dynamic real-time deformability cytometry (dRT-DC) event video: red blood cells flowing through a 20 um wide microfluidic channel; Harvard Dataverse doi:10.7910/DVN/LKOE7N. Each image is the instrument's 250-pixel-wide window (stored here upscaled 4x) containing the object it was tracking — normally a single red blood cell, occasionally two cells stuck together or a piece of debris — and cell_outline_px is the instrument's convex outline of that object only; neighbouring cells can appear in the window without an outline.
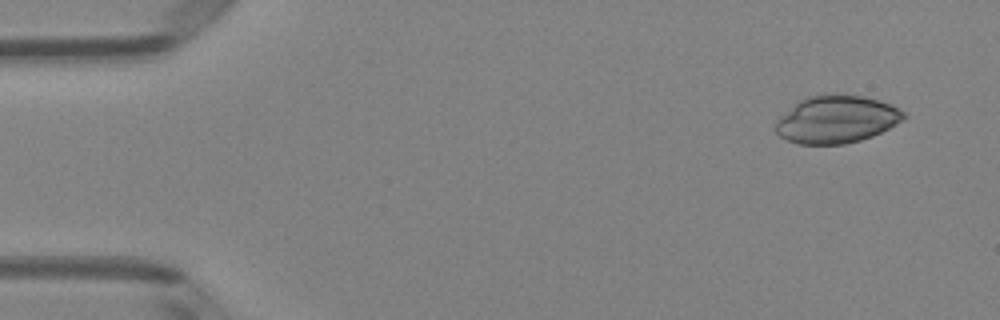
{"species": "Egyptian fruit bat (a non-hibernating species)", "species_latin": "Rousettus aegyptiacus", "temperature_condition": "room temperature", "stored_images_in_passage": 5, "camera_frame_rate_fps": 3000, "um_per_image_px": 0.085, "animal": {"sex": "female"}, "frame": {"image": 1, "passage_image": 1, "time_ms": 0.0, "image_size_px": [1000, 320], "cell_outline_px": [[908, 116], [904, 120], [872, 136], [860, 140], [844, 144], [800, 144], [788, 140], [780, 136], [776, 132], [776, 120], [780, 116], [800, 100], [812, 96], [832, 92], [836, 92], [864, 96], [880, 100], [892, 104], [900, 108]], "centroid_in_image_um": [71.14, 10.12], "position_along_channel_um": 13.9, "area_um2": 35.78}}
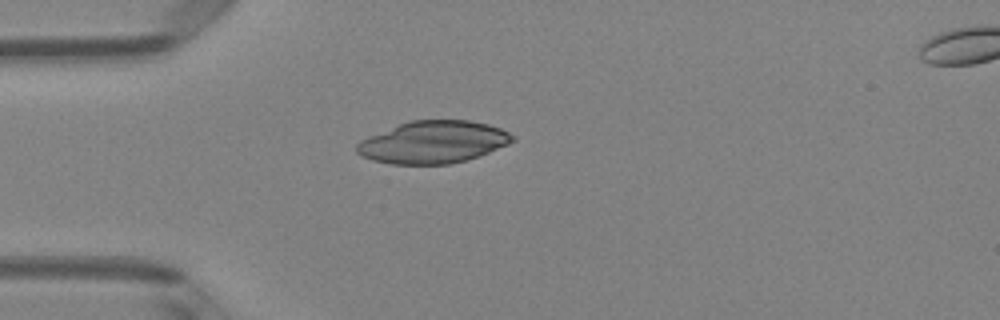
{"frame": {"image": 2, "passage_image": 4, "time_ms": 1.0, "image_size_px": [1000, 320], "cell_outline_px": [[516, 140], [508, 144], [488, 152], [464, 160], [448, 164], [392, 164], [372, 160], [356, 152], [356, 144], [360, 140], [368, 136], [400, 124], [412, 120], [468, 120], [488, 124], [500, 128], [516, 136]], "centroid_in_image_um": [36.82, 12.07], "position_along_channel_um": 48.2, "area_um2": 38.09}}